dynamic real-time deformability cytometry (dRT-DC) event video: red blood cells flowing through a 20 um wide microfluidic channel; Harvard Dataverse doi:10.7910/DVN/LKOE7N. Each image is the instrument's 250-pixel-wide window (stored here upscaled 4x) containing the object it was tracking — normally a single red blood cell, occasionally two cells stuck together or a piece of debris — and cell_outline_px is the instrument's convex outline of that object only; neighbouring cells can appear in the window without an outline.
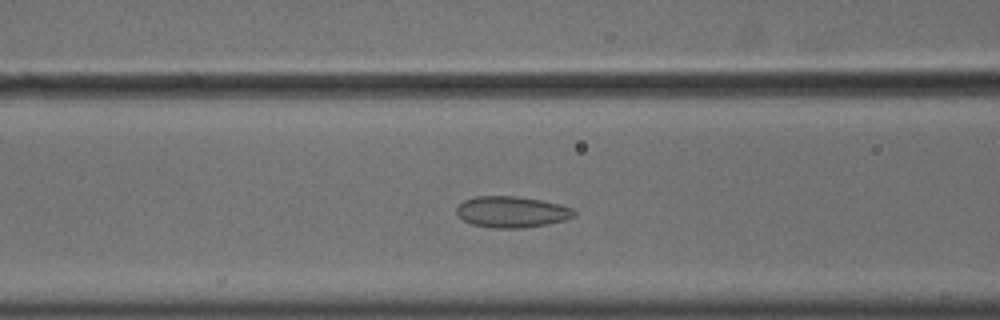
{"species": "common noctule bat (a hibernating species)", "species_latin": "Nyctalus noctula", "temperature_condition": "cold", "stored_images_in_passage": 45, "camera_frame_rate_fps": 3000, "um_per_image_px": 0.085, "animal": {"sex": "male", "body_mass_g": 18.8}, "frame": {"image": 1, "passage_image": 13, "time_ms": 4.0, "image_size_px": [1000, 320], "cell_outline_px": [[576, 216], [564, 220], [548, 224], [524, 228], [496, 228], [472, 224], [464, 220], [456, 212], [456, 208], [464, 200], [472, 196], [516, 196], [540, 200], [560, 204], [572, 208], [576, 212]], "centroid_in_image_um": [43.52, 18.01], "position_along_channel_um": 123.1, "area_um2": 21.39}}
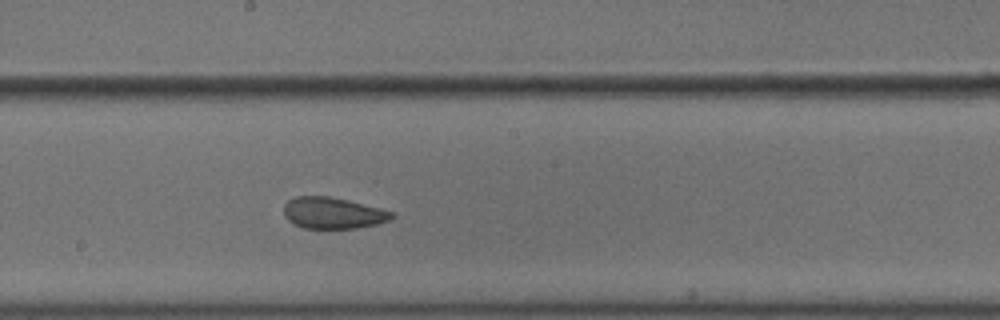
{"frame": {"image": 2, "passage_image": 21, "time_ms": 6.667, "image_size_px": [1000, 320], "cell_outline_px": [[396, 216], [392, 220], [376, 224], [356, 228], [304, 228], [288, 220], [284, 216], [284, 204], [288, 200], [296, 196], [328, 196], [348, 200], [380, 208], [392, 212]], "centroid_in_image_um": [28.31, 18.1], "position_along_channel_um": 219.9, "area_um2": 19.71}}
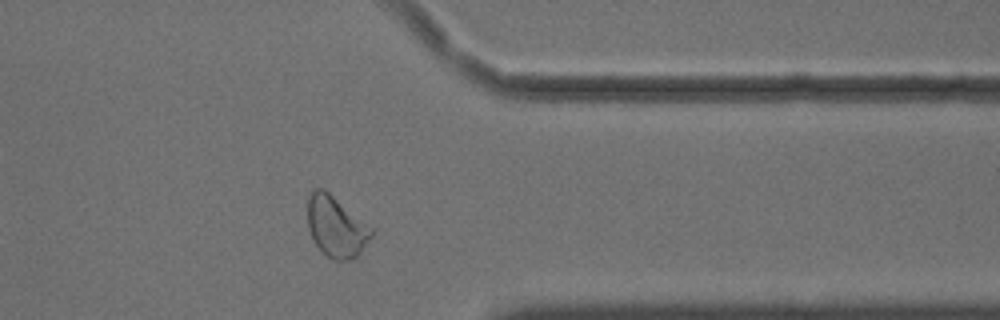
{"frame": {"image": 3, "passage_image": 35, "time_ms": 11.333, "image_size_px": [1000, 320], "cell_outline_px": [[376, 232], [360, 252], [352, 260], [332, 260], [312, 240], [308, 228], [308, 196], [316, 188], [324, 188], [372, 228]], "centroid_in_image_um": [28.57, 19.27], "position_along_channel_um": 382.8, "area_um2": 22.48}, "authors_computed_cell_mechanics": {"area_um2": 21.7906, "velocity_mm_per_s": 3.6213, "shape_relaxation_time_tau1_ms": null, "shape_relaxation_time_tau2_ms": 1.298, "deformation_change_tau1": null, "deformation_change_tau2": 0.0599}}